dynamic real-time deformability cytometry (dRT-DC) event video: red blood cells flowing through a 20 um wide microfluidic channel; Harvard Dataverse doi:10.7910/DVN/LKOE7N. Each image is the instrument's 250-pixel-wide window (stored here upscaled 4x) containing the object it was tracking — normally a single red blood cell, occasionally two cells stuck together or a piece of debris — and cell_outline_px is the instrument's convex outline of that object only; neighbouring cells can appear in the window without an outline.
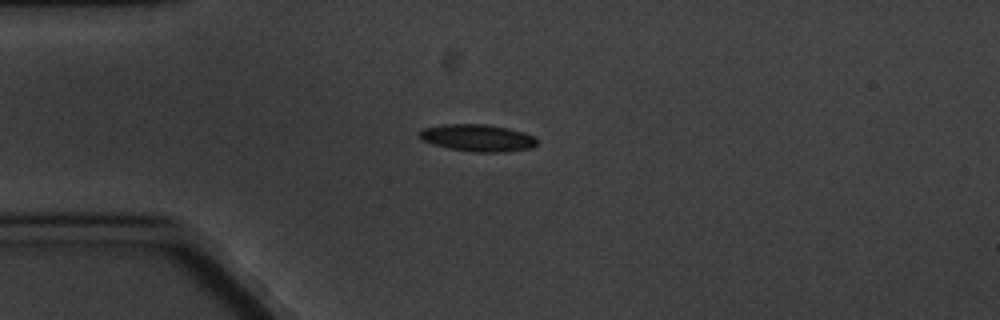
{"species": "common noctule bat (a hibernating species)", "species_latin": "Nyctalus noctula", "temperature_condition": "cold", "stored_images_in_passage": 6, "camera_frame_rate_fps": 3000, "um_per_image_px": 0.085, "animal": {"sex": "male", "body_mass_g": 20.1, "forearm_length_mm": 53.5}, "frame": {"image": 1, "passage_image": 3, "time_ms": 3.333, "image_size_px": [1000, 320], "cell_outline_px": [[536, 144], [532, 148], [504, 152], [472, 152], [448, 148], [432, 144], [420, 140], [420, 132], [424, 128], [444, 124], [488, 124], [508, 128], [524, 132], [532, 136], [536, 140]], "centroid_in_image_um": [40.58, 11.72], "position_along_channel_um": 44.4, "area_um2": 18.55}}